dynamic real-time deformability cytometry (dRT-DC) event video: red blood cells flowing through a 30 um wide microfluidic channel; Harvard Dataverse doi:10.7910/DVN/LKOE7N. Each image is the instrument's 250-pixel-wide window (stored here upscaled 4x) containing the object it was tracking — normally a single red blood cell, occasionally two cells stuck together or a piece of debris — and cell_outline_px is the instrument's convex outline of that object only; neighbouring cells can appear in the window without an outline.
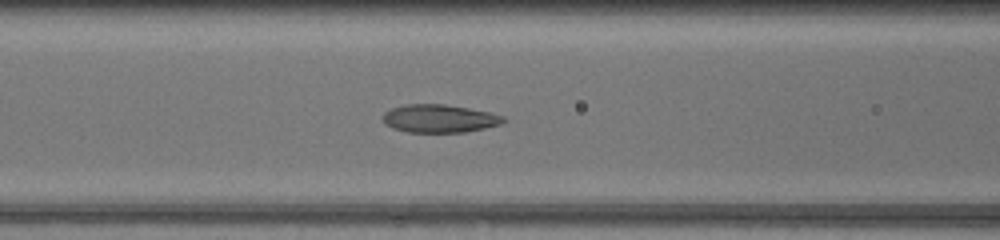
{"species": "common noctule bat (a hibernating species)", "species_latin": "Nyctalus noctula", "temperature_condition": "warm", "stored_images_in_passage": 49, "camera_frame_rate_fps": 3000, "um_per_image_px": 0.085, "animal": {"sex": "female", "body_mass_g": 17.0, "forearm_length_mm": 48.0}, "frame": {"image": 1, "passage_image": 21, "time_ms": 6.667, "image_size_px": [1000, 240], "cell_outline_px": [[508, 120], [500, 124], [484, 128], [464, 132], [408, 132], [392, 128], [384, 124], [384, 112], [392, 108], [408, 104], [444, 104], [468, 108], [488, 112], [504, 116]], "centroid_in_image_um": [37.35, 10.08], "position_along_channel_um": 129.2, "area_um2": 19.59}}
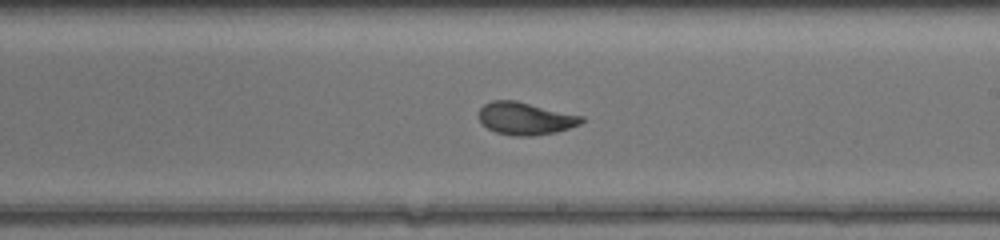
{"frame": {"image": 2, "passage_image": 29, "time_ms": 9.333, "image_size_px": [1000, 240], "cell_outline_px": [[584, 120], [580, 124], [556, 132], [532, 136], [516, 136], [496, 132], [488, 128], [480, 120], [480, 108], [484, 104], [492, 100], [516, 100], [584, 116]], "centroid_in_image_um": [44.68, 10.06], "position_along_channel_um": 244.3, "area_um2": 19.36}}
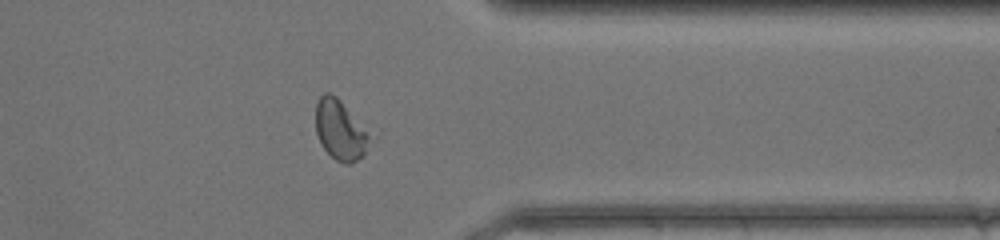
{"frame": {"image": 3, "passage_image": 39, "time_ms": 12.667, "image_size_px": [1000, 240], "cell_outline_px": [[368, 140], [364, 156], [352, 164], [344, 164], [336, 160], [320, 144], [316, 132], [316, 104], [320, 96], [324, 92], [328, 92], [336, 96], [368, 136]], "centroid_in_image_um": [28.84, 11.09], "position_along_channel_um": 382.6, "area_um2": 18.03}}